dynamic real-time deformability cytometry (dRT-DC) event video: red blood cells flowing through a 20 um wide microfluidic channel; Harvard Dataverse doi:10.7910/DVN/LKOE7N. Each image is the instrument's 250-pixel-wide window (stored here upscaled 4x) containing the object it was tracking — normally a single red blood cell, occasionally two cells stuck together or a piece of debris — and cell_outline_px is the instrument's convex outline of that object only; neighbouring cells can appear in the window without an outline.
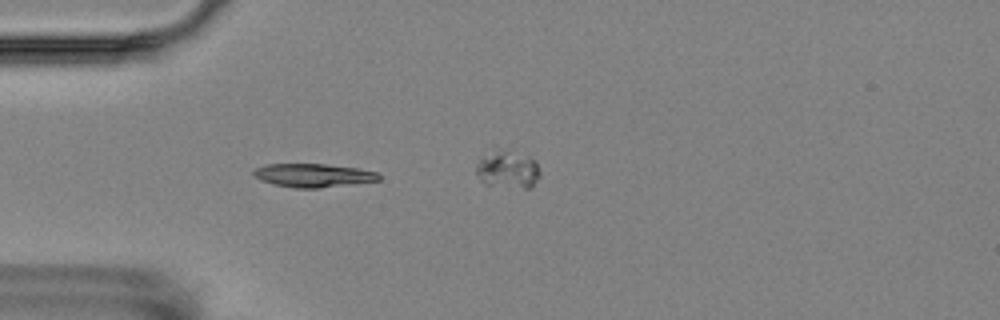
{"species": "Egyptian fruit bat (a non-hibernating species)", "species_latin": "Rousettus aegyptiacus", "temperature_condition": "room temperature", "stored_images_in_passage": 6, "camera_frame_rate_fps": 3000, "um_per_image_px": 0.085, "animal": {"sex": "female"}, "frame": {"image": 1, "passage_image": 5, "time_ms": 5.0, "image_size_px": [1000, 320], "cell_outline_px": [[380, 180], [316, 188], [296, 188], [272, 184], [260, 180], [252, 172], [256, 168], [264, 164], [324, 164], [360, 168], [376, 172], [380, 176]], "centroid_in_image_um": [26.6, 14.89], "position_along_channel_um": 58.4, "area_um2": 16.99}}